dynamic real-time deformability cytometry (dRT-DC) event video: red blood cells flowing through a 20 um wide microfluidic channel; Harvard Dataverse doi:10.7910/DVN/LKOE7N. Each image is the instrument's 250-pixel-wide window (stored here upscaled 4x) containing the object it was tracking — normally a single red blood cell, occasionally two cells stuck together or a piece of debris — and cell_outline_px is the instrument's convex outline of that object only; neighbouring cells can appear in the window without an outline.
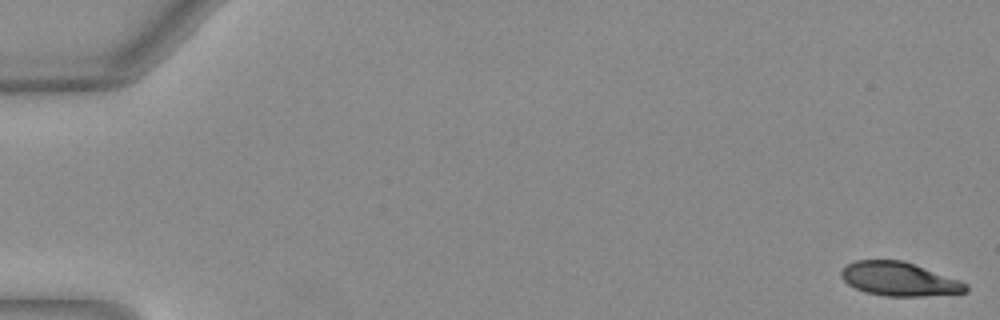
{"species": "Egyptian fruit bat (a non-hibernating species)", "species_latin": "Rousettus aegyptiacus", "temperature_condition": "warm", "stored_images_in_passage": 51, "camera_frame_rate_fps": 3000, "um_per_image_px": 0.085, "animal": {"sex": "female"}, "frame": {"image": 1, "passage_image": 1, "time_ms": 0.0, "image_size_px": [1000, 320], "cell_outline_px": [[968, 292], [920, 296], [888, 296], [868, 292], [856, 288], [848, 284], [840, 276], [840, 272], [848, 264], [856, 260], [904, 260], [960, 280], [968, 284]], "centroid_in_image_um": [76.46, 23.71], "position_along_channel_um": 8.5, "area_um2": 24.39}}
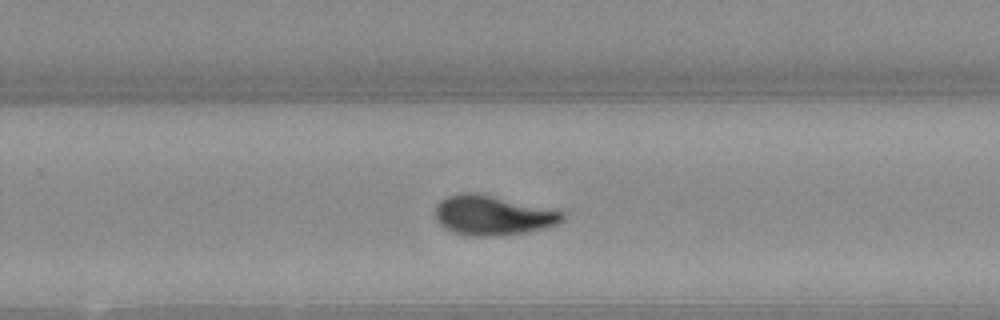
{"frame": {"image": 2, "passage_image": 34, "time_ms": 11.0, "image_size_px": [1000, 320], "cell_outline_px": [[564, 220], [556, 224], [544, 228], [528, 232], [500, 236], [472, 236], [452, 232], [444, 228], [436, 220], [436, 204], [440, 200], [448, 196], [460, 192], [476, 192], [564, 212]], "centroid_in_image_um": [41.84, 18.31], "position_along_channel_um": 288.0, "area_um2": 29.42}}
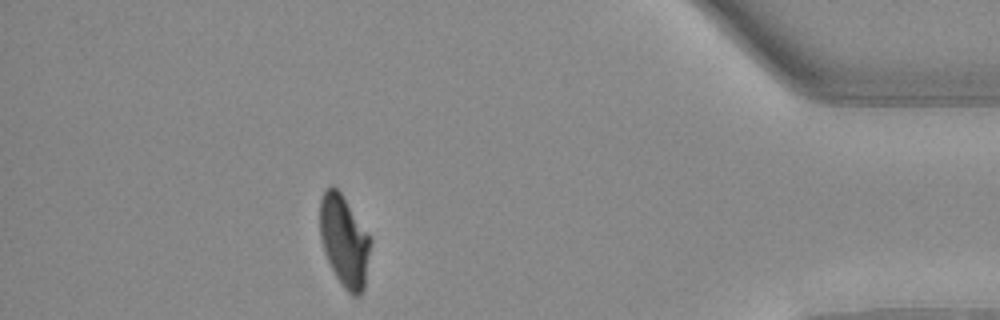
{"frame": {"image": 3, "passage_image": 46, "time_ms": 15.0, "image_size_px": [1000, 320], "cell_outline_px": [[372, 240], [364, 288], [360, 296], [352, 296], [344, 288], [336, 276], [324, 252], [320, 236], [320, 200], [324, 192], [332, 184], [340, 192]], "centroid_in_image_um": [29.27, 20.51], "position_along_channel_um": 405.9, "area_um2": 26.59}, "authors_computed_cell_mechanics": {"area_um2": 27.744, "velocity_mm_per_s": 4.0288, "shape_relaxation_time_tau1_ms": 3.9322, "shape_relaxation_time_tau2_ms": 1.3651, "deformation_change_tau1": 0.1746, "deformation_change_tau2": 0.0516}}